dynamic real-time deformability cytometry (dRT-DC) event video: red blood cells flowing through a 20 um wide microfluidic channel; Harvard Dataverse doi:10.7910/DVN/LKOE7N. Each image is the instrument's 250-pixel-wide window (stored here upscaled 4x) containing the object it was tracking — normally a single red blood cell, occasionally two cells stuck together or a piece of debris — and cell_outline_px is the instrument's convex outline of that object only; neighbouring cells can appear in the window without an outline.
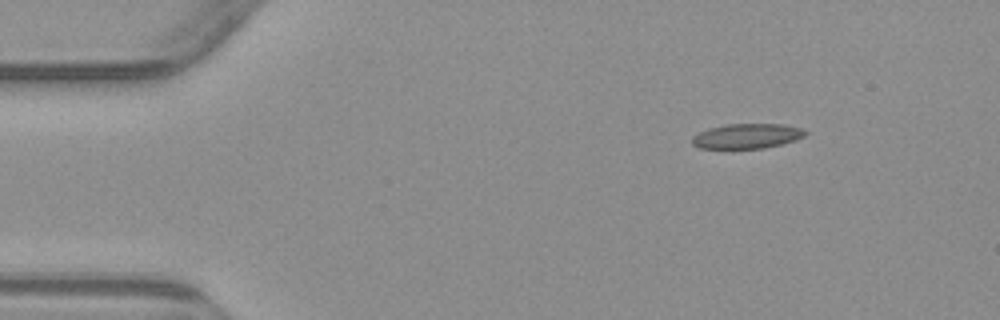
{"species": "common noctule bat (a hibernating species)", "species_latin": "Nyctalus noctula", "temperature_condition": "warm", "stored_images_in_passage": 3, "camera_frame_rate_fps": 3000, "um_per_image_px": 0.085, "animal": {"sex": "male", "body_mass_g": 23.1, "forearm_length_mm": 52.7}, "frame": {"image": 1, "passage_image": 1, "time_ms": 0.0, "image_size_px": [1000, 320], "cell_outline_px": [[808, 132], [804, 136], [796, 140], [764, 148], [700, 148], [692, 144], [692, 136], [708, 128], [728, 124], [784, 124], [800, 128]], "centroid_in_image_um": [63.49, 11.56], "position_along_channel_um": 21.5, "area_um2": 16.3}}